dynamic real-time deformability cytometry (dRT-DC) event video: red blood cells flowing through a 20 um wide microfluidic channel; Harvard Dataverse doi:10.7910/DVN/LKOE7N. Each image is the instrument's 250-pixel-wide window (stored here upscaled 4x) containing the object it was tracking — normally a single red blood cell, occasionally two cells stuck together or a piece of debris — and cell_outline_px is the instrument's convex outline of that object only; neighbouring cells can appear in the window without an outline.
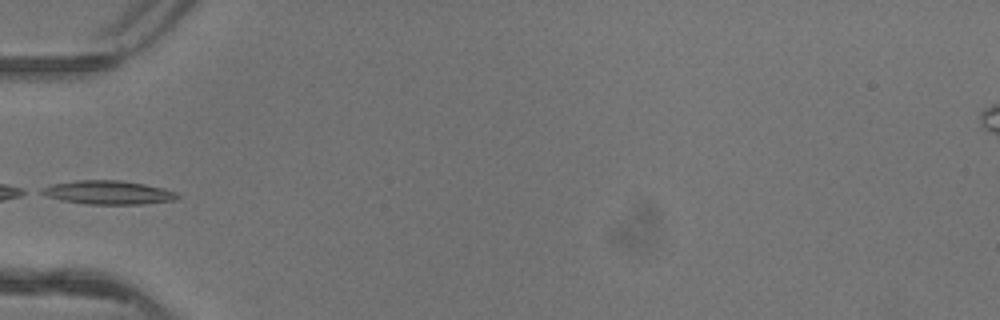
{"species": "common noctule bat (a hibernating species)", "species_latin": "Nyctalus noctula", "temperature_condition": "warm", "stored_images_in_passage": 4, "segment_of_instrument_passage": [2, 2], "camera_frame_rate_fps": 3000, "um_per_image_px": 0.085, "animal": {"sex": "female"}, "frame": {"image": 1, "passage_image": 4, "time_ms": 1.0, "image_size_px": [1000, 320], "cell_outline_px": [[180, 196], [176, 200], [144, 204], [88, 204], [64, 200], [48, 196], [40, 192], [40, 188], [52, 184], [76, 180], [120, 180], [144, 184], [164, 188], [176, 192]], "centroid_in_image_um": [9.24, 16.35], "position_along_channel_um": 75.8, "area_um2": 18.67}}